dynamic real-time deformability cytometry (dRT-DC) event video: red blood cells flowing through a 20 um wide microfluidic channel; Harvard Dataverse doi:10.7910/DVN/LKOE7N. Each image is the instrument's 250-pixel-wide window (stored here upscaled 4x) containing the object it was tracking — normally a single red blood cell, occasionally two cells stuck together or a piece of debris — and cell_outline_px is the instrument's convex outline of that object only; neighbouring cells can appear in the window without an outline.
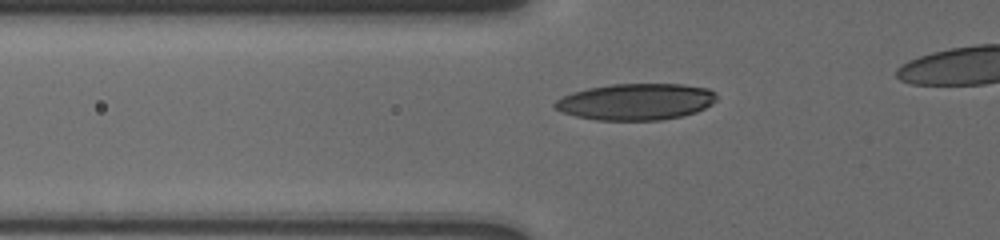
{"species": "human", "species_latin": "Homo sapiens", "temperature_condition": "cold", "stored_images_in_passage": 6, "camera_frame_rate_fps": 3000, "um_per_image_px": 0.085, "donor": {"sex": "male"}, "frame": {"image": 1, "passage_image": 4, "time_ms": 2.0, "image_size_px": [1000, 240], "cell_outline_px": [[716, 100], [712, 104], [696, 112], [680, 116], [660, 120], [596, 120], [576, 116], [564, 112], [556, 108], [552, 104], [556, 100], [572, 92], [588, 88], [612, 84], [684, 84], [708, 88], [716, 92]], "centroid_in_image_um": [54.08, 8.64], "position_along_channel_um": 71.7, "area_um2": 34.33}}